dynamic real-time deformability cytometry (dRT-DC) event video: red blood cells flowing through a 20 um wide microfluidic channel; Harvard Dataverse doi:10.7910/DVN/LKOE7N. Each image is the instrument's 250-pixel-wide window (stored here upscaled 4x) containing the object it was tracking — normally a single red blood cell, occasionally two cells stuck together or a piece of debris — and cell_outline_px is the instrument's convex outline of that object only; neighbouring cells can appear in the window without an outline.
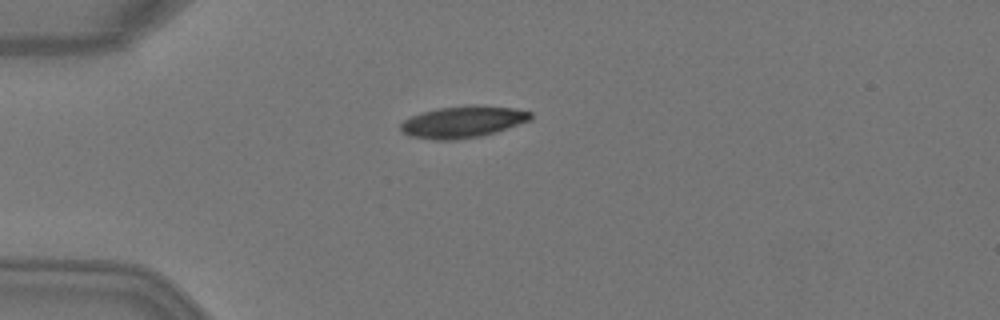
{"species": "Egyptian fruit bat (a non-hibernating species)", "species_latin": "Rousettus aegyptiacus", "temperature_condition": "warm", "stored_images_in_passage": 4, "camera_frame_rate_fps": 3000, "um_per_image_px": 0.085, "animal": {"sex": "female"}, "frame": {"image": 1, "passage_image": 1, "time_ms": 0.0, "image_size_px": [1000, 320], "cell_outline_px": [[532, 120], [496, 132], [480, 136], [456, 140], [432, 140], [408, 136], [400, 132], [400, 124], [404, 120], [412, 116], [436, 108], [472, 104], [512, 108], [532, 112]], "centroid_in_image_um": [39.33, 10.36], "position_along_channel_um": 45.7, "area_um2": 24.28}}
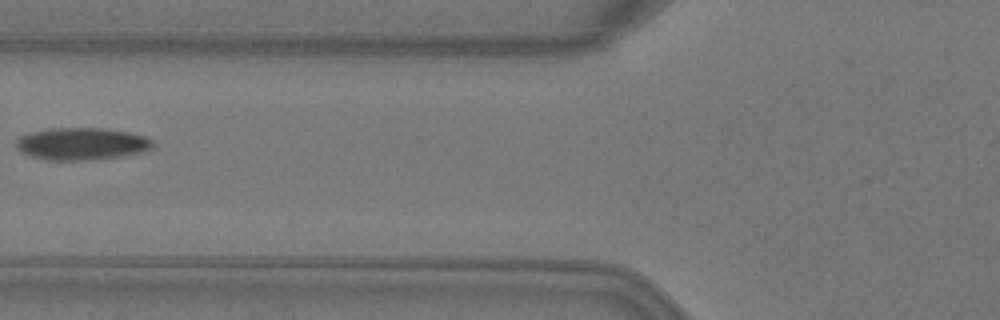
{"frame": {"image": 2, "passage_image": 3, "time_ms": 0.667, "image_size_px": [1000, 320], "cell_outline_px": [[152, 148], [148, 152], [124, 156], [92, 160], [44, 160], [28, 156], [20, 152], [16, 148], [16, 140], [20, 136], [28, 132], [48, 128], [108, 128], [148, 136], [152, 140]], "centroid_in_image_um": [6.95, 12.23], "position_along_channel_um": 118.9, "area_um2": 26.41}}